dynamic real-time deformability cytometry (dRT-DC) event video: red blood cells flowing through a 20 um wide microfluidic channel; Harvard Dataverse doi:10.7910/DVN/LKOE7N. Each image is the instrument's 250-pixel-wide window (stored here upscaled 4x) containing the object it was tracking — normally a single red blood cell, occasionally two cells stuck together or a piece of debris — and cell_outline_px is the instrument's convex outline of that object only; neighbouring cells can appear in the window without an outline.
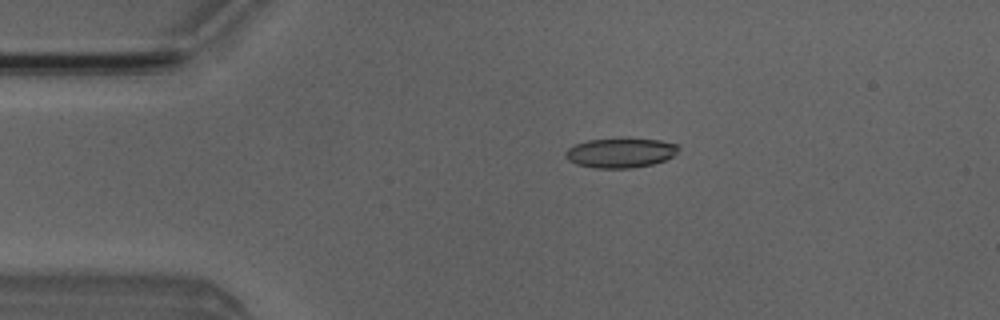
{"species": "Egyptian fruit bat (a non-hibernating species)", "species_latin": "Rousettus aegyptiacus", "temperature_condition": "room temperature", "stored_images_in_passage": 4, "camera_frame_rate_fps": 3000, "um_per_image_px": 0.085, "animal": {"sex": "male"}, "frame": {"image": 1, "passage_image": 3, "time_ms": 2.333, "image_size_px": [1000, 320], "cell_outline_px": [[680, 148], [672, 156], [664, 160], [652, 164], [632, 168], [596, 168], [576, 164], [568, 160], [564, 156], [564, 152], [568, 148], [576, 144], [588, 140], [620, 136], [628, 136], [660, 140], [676, 144]], "centroid_in_image_um": [52.72, 12.95], "position_along_channel_um": 32.3, "area_um2": 20.17}}